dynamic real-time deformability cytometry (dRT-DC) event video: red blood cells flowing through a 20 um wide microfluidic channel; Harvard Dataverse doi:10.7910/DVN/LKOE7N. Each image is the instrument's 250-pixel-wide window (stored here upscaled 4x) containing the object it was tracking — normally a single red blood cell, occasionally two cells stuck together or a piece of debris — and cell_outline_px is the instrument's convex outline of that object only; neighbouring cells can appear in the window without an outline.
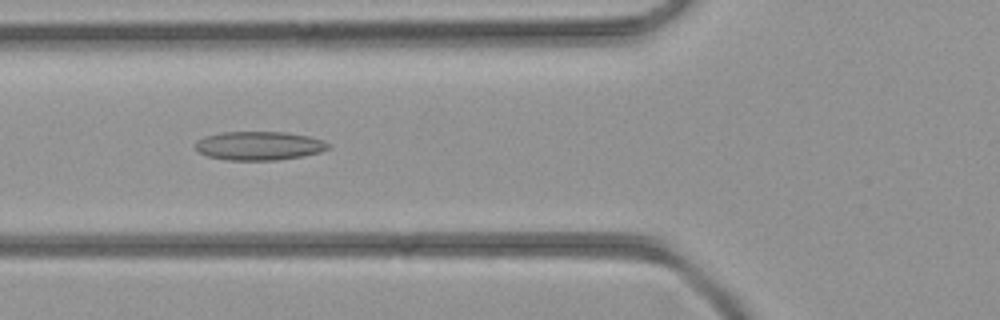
{"species": "common noctule bat (a hibernating species)", "species_latin": "Nyctalus noctula", "temperature_condition": "room temperature", "stored_images_in_passage": 42, "camera_frame_rate_fps": 3000, "um_per_image_px": 0.085, "animal": {"sex": "female", "body_mass_g": 21.9}, "frame": {"image": 1, "passage_image": 15, "time_ms": 4.667, "image_size_px": [1000, 320], "cell_outline_px": [[328, 148], [320, 152], [304, 156], [276, 160], [224, 160], [208, 156], [200, 152], [196, 148], [196, 140], [204, 136], [220, 132], [288, 132], [308, 136], [324, 140], [328, 144]], "centroid_in_image_um": [22.01, 12.38], "position_along_channel_um": 103.8, "area_um2": 22.31}}
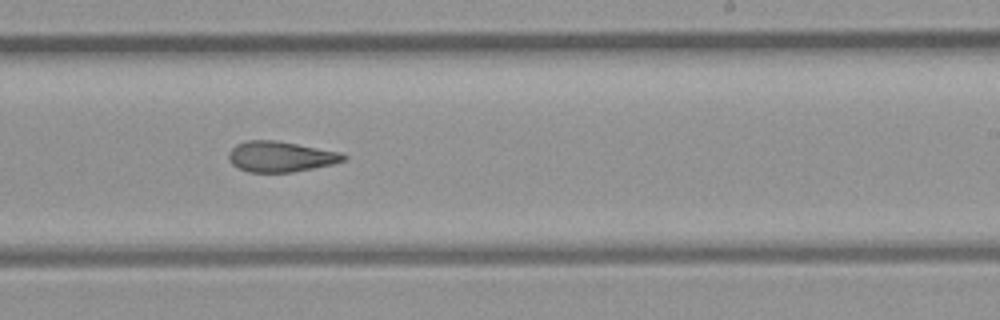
{"frame": {"image": 2, "passage_image": 25, "time_ms": 8.0, "image_size_px": [1000, 320], "cell_outline_px": [[348, 156], [344, 160], [332, 164], [292, 172], [248, 172], [232, 164], [228, 160], [228, 152], [236, 144], [248, 140], [276, 140], [340, 152]], "centroid_in_image_um": [23.82, 13.3], "position_along_channel_um": 265.2, "area_um2": 20.35}}
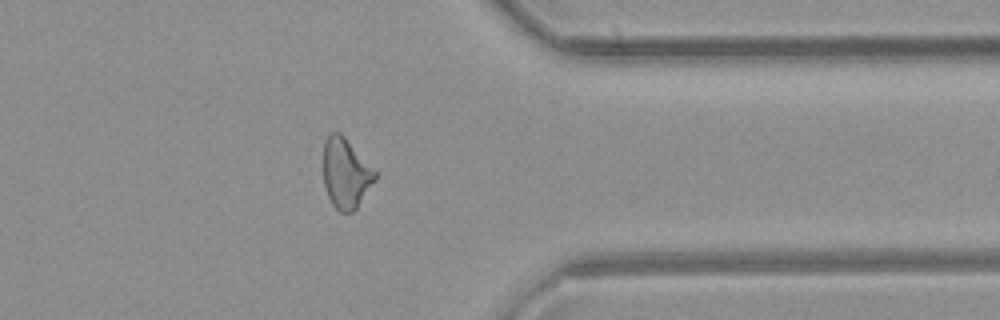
{"frame": {"image": 3, "passage_image": 33, "time_ms": 10.667, "image_size_px": [1000, 320], "cell_outline_px": [[376, 180], [356, 208], [352, 212], [340, 212], [332, 204], [328, 196], [324, 184], [324, 140], [332, 132], [340, 132], [344, 136], [376, 172]], "centroid_in_image_um": [29.38, 14.74], "position_along_channel_um": 382.0, "area_um2": 20.81}}